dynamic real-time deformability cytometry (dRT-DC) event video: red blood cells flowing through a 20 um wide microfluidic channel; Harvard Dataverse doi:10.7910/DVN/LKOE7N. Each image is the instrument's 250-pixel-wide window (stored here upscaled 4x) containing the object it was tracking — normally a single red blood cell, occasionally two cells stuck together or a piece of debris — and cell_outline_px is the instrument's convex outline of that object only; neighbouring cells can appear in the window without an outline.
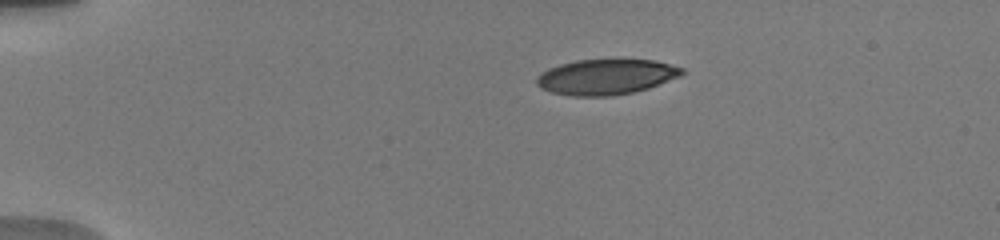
{"species": "human", "species_latin": "Homo sapiens", "temperature_condition": "warm", "stored_images_in_passage": 22, "camera_frame_rate_fps": 3000, "um_per_image_px": 0.085, "donor": {"sex": "male"}, "frame": {"image": 1, "passage_image": 1, "time_ms": 0.0, "image_size_px": [1000, 240], "cell_outline_px": [[684, 72], [680, 76], [648, 88], [632, 92], [612, 96], [572, 96], [552, 92], [540, 88], [536, 84], [536, 76], [540, 72], [548, 68], [560, 64], [576, 60], [656, 60], [684, 68]], "centroid_in_image_um": [51.48, 6.53], "position_along_channel_um": 33.5, "area_um2": 30.0}}
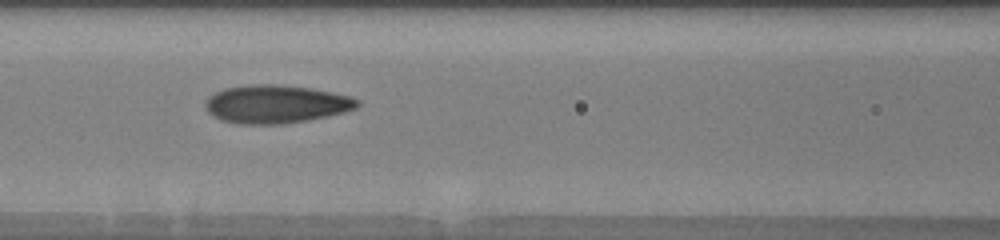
{"frame": {"image": 2, "passage_image": 9, "time_ms": 4.667, "image_size_px": [1000, 240], "cell_outline_px": [[360, 104], [356, 108], [344, 112], [328, 116], [308, 120], [284, 124], [236, 124], [220, 120], [212, 116], [204, 108], [204, 100], [208, 96], [224, 88], [248, 84], [276, 84], [308, 88], [332, 92], [352, 96], [360, 100]], "centroid_in_image_um": [23.42, 8.85], "position_along_channel_um": 143.2, "area_um2": 34.28}}
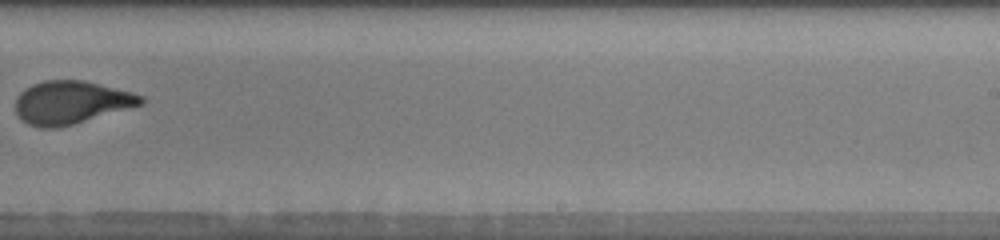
{"frame": {"image": 3, "passage_image": 15, "time_ms": 8.333, "image_size_px": [1000, 240], "cell_outline_px": [[144, 104], [72, 124], [56, 128], [40, 128], [28, 124], [20, 120], [16, 112], [16, 96], [20, 92], [32, 84], [44, 80], [84, 80], [132, 92], [144, 96]], "centroid_in_image_um": [6.02, 8.7], "position_along_channel_um": 283.0, "area_um2": 31.44}, "authors_computed_cell_mechanics": {"area_um2": 32.1657, "velocity_mm_per_s": 3.8217, "shape_relaxation_time_tau1_ms": 5.4421, "shape_relaxation_time_tau2_ms": 1.2499, "deformation_change_tau1": 0.2249, "deformation_change_tau2": 0.0822}}